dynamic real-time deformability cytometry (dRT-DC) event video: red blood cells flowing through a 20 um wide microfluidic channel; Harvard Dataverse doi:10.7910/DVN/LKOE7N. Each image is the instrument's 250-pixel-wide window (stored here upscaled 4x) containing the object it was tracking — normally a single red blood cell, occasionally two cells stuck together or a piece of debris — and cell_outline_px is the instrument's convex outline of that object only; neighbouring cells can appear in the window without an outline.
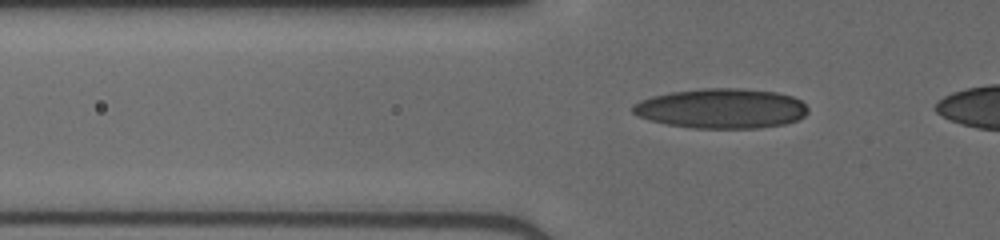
{"species": "human", "species_latin": "Homo sapiens", "temperature_condition": "cold", "stored_images_in_passage": 6, "camera_frame_rate_fps": 3000, "um_per_image_px": 0.085, "donor": {"sex": "male"}, "frame": {"image": 1, "passage_image": 4, "time_ms": 1.0, "image_size_px": [1000, 240], "cell_outline_px": [[808, 112], [804, 116], [796, 120], [784, 124], [760, 128], [692, 128], [668, 124], [648, 120], [632, 112], [632, 104], [640, 100], [652, 96], [672, 92], [704, 88], [740, 88], [776, 92], [792, 96], [800, 100], [808, 108]], "centroid_in_image_um": [61.32, 9.22], "position_along_channel_um": 64.5, "area_um2": 40.69}}